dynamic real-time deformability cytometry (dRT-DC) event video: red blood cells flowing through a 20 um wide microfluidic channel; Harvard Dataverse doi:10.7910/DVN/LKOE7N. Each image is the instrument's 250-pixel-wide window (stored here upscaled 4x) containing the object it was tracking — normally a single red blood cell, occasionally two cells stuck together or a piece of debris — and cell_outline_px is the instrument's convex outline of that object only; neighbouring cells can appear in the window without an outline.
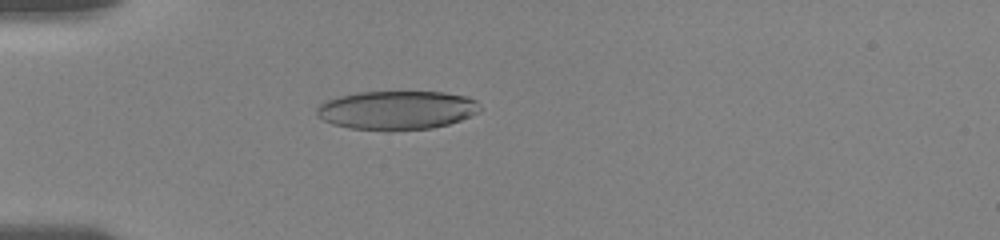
{"species": "human", "species_latin": "Homo sapiens", "temperature_condition": "room temperature", "stored_images_in_passage": 12, "camera_frame_rate_fps": 3000, "um_per_image_px": 0.085, "donor": {"sex": "female"}, "frame": {"image": 1, "passage_image": 9, "time_ms": 4.667, "image_size_px": [1000, 240], "cell_outline_px": [[480, 112], [460, 120], [448, 124], [432, 128], [348, 128], [332, 124], [324, 120], [316, 112], [316, 108], [320, 104], [328, 100], [340, 96], [356, 92], [444, 92], [468, 96], [476, 100], [480, 108]], "centroid_in_image_um": [33.76, 9.32], "position_along_channel_um": 51.2, "area_um2": 36.13}}
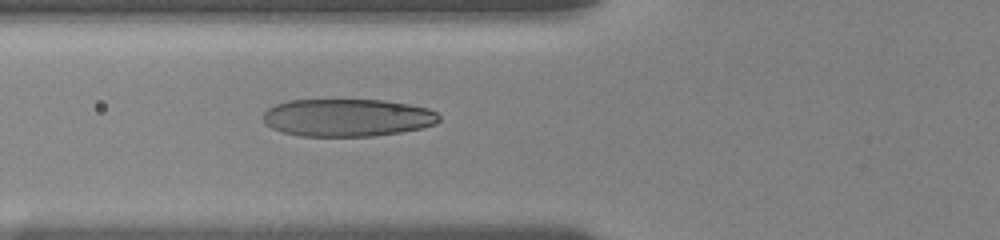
{"frame": {"image": 2, "passage_image": 12, "time_ms": 6.333, "image_size_px": [1000, 240], "cell_outline_px": [[440, 120], [436, 124], [420, 128], [400, 132], [376, 136], [300, 136], [284, 132], [272, 128], [264, 120], [264, 112], [268, 108], [276, 104], [288, 100], [380, 100], [408, 104], [428, 108], [436, 112], [440, 116]], "centroid_in_image_um": [29.55, 10.0], "position_along_channel_um": 96.3, "area_um2": 38.49}}